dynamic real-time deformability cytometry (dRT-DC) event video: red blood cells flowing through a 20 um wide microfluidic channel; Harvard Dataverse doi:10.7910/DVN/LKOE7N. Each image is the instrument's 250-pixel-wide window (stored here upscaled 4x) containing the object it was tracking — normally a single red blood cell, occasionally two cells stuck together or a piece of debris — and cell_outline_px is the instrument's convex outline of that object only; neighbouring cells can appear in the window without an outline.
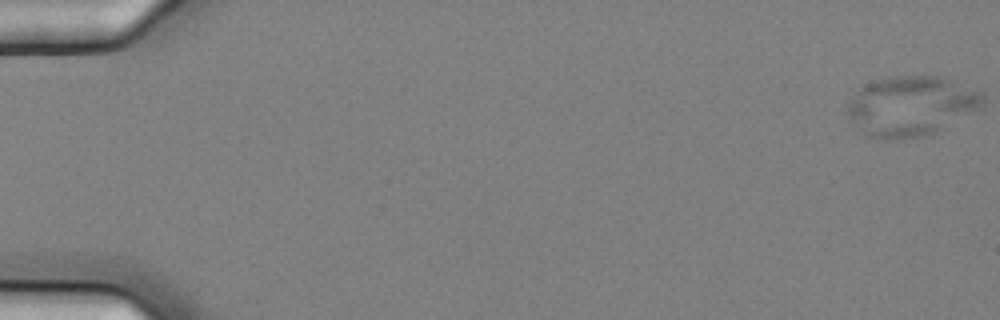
{"species": "common noctule bat (a hibernating species)", "species_latin": "Nyctalus noctula", "temperature_condition": "cold", "stored_images_in_passage": 57, "camera_frame_rate_fps": 3000, "um_per_image_px": 0.085, "animal": {"sex": "female", "body_mass_g": 25.1}, "frame": {"image": 1, "passage_image": 1, "time_ms": 0.0, "image_size_px": [1000, 320], "cell_outline_px": [[984, 108], [936, 132], [924, 136], [896, 140], [880, 140], [864, 136], [848, 120], [844, 112], [852, 96], [860, 88], [872, 80], [900, 76], [944, 76], [984, 92]], "centroid_in_image_um": [77.44, 9.03], "position_along_channel_um": 7.6, "area_um2": 48.61}}
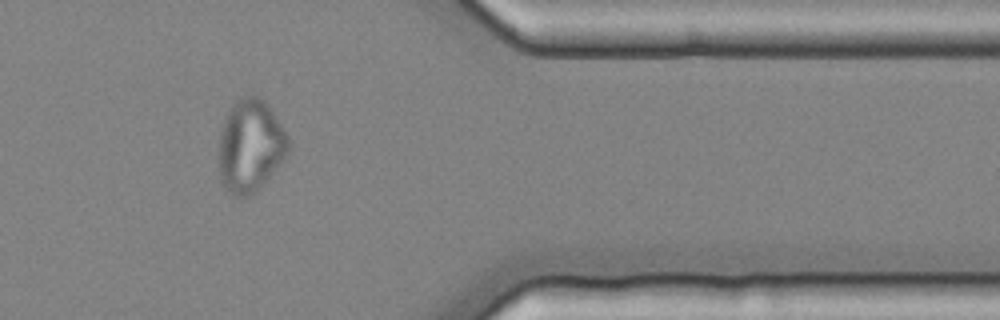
{"frame": {"image": 2, "passage_image": 48, "time_ms": 15.667, "image_size_px": [1000, 320], "cell_outline_px": [[292, 148], [284, 160], [248, 196], [232, 196], [228, 192], [220, 180], [216, 156], [220, 132], [224, 116], [244, 96], [256, 96], [264, 100], [284, 128], [292, 140]], "centroid_in_image_um": [21.27, 12.4], "position_along_channel_um": 390.1, "area_um2": 37.8}}
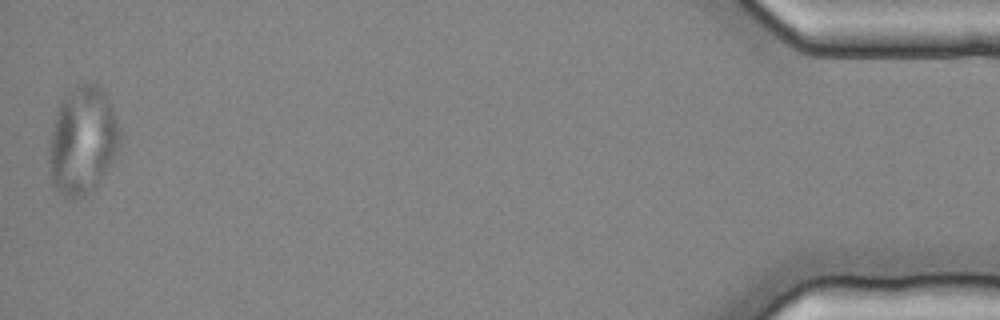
{"frame": {"image": 3, "passage_image": 57, "time_ms": 18.667, "image_size_px": [1000, 320], "cell_outline_px": [[120, 144], [112, 160], [96, 184], [84, 196], [72, 200], [64, 200], [56, 188], [52, 180], [48, 168], [48, 144], [56, 112], [60, 100], [76, 84], [88, 80], [96, 84], [108, 96], [112, 104], [120, 132]], "centroid_in_image_um": [6.98, 11.91], "position_along_channel_um": 428.2, "area_um2": 44.97}}